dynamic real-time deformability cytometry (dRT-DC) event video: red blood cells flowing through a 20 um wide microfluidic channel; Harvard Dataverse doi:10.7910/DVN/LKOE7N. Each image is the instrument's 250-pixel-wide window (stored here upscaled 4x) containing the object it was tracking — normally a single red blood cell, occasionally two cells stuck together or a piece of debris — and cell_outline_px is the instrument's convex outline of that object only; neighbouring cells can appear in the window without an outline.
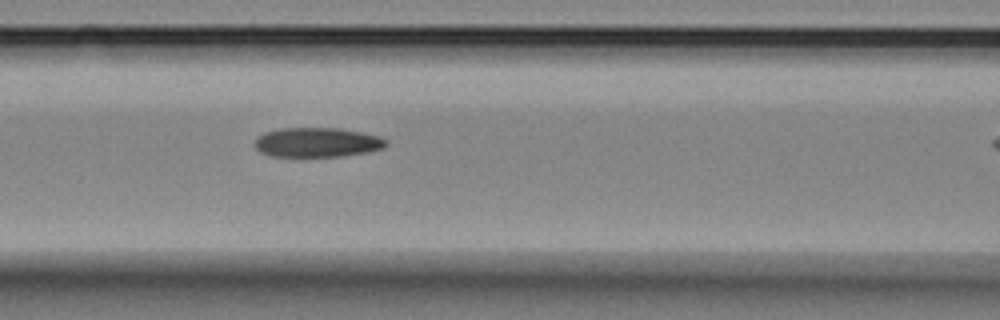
{"species": "Egyptian fruit bat (a non-hibernating species)", "species_latin": "Rousettus aegyptiacus", "temperature_condition": "room temperature", "stored_images_in_passage": 6, "segment_of_instrument_passage": [1, 2], "camera_frame_rate_fps": 3000, "um_per_image_px": 0.085, "animal": {"sex": "female"}, "frame": {"image": 1, "passage_image": 5, "time_ms": 4.667, "image_size_px": [1000, 320], "cell_outline_px": [[388, 144], [384, 148], [368, 152], [344, 156], [300, 160], [268, 156], [260, 152], [256, 148], [256, 136], [264, 132], [280, 128], [340, 128], [380, 136], [388, 140]], "centroid_in_image_um": [26.92, 12.16], "position_along_channel_um": 139.7, "area_um2": 23.87}}